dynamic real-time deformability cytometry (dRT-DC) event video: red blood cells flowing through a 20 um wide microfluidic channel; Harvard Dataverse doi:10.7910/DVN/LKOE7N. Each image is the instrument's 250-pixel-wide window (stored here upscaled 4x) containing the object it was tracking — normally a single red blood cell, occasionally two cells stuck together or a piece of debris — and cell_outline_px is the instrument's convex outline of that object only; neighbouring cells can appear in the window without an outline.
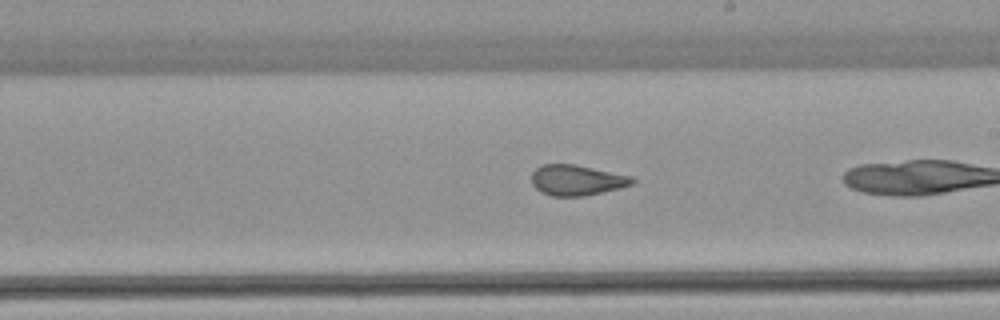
{"species": "common noctule bat (a hibernating species)", "species_latin": "Nyctalus noctula", "temperature_condition": "warm", "stored_images_in_passage": 37, "camera_frame_rate_fps": 3000, "um_per_image_px": 0.085, "animal": {"sex": "female", "body_mass_g": 22.7, "forearm_length_mm": 54.2}, "frame": {"image": 1, "passage_image": 27, "time_ms": 8.667, "image_size_px": [1000, 320], "cell_outline_px": [[636, 184], [620, 188], [584, 196], [552, 196], [540, 192], [532, 184], [532, 172], [540, 164], [576, 164], [632, 176], [636, 180]], "centroid_in_image_um": [49.04, 15.31], "position_along_channel_um": 240.0, "area_um2": 18.15}}